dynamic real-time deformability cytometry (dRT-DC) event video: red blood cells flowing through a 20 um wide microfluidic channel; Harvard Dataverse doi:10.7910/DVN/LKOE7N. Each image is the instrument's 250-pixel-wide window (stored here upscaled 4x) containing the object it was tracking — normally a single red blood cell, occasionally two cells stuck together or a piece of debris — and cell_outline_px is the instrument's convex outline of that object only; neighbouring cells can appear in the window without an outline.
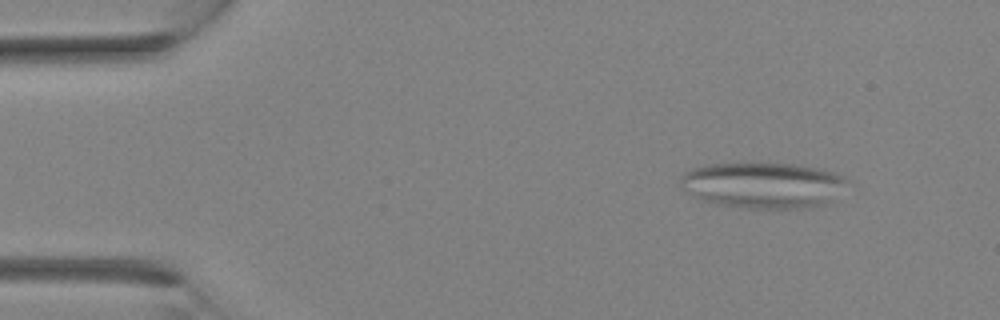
{"species": "Egyptian fruit bat (a non-hibernating species)", "species_latin": "Rousettus aegyptiacus", "temperature_condition": "room temperature", "stored_images_in_passage": 3, "camera_frame_rate_fps": 3000, "um_per_image_px": 0.085, "animal": {"sex": "female"}, "frame": {"image": 1, "passage_image": 1, "time_ms": 0.0, "image_size_px": [1000, 320], "cell_outline_px": [[848, 180], [832, 200], [824, 204], [804, 208], [748, 208], [716, 204], [692, 196], [680, 188], [680, 176], [684, 172], [692, 168], [704, 164], [756, 160], [792, 164], [820, 168], [836, 172], [844, 176]], "centroid_in_image_um": [64.79, 15.68], "position_along_channel_um": 20.2, "area_um2": 45.84}}